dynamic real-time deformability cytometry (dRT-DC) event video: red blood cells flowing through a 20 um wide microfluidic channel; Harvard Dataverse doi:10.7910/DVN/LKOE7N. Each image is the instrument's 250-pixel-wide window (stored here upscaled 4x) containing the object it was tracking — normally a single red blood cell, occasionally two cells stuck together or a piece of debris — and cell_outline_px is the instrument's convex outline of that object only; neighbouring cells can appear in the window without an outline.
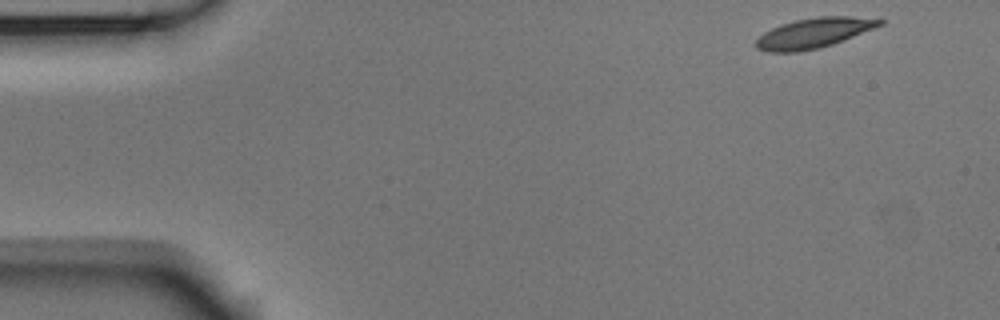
{"species": "Egyptian fruit bat (a non-hibernating species)", "species_latin": "Rousettus aegyptiacus", "temperature_condition": "room temperature", "stored_images_in_passage": 13, "camera_frame_rate_fps": 3000, "um_per_image_px": 0.085, "animal": {"sex": "male"}, "frame": {"image": 1, "passage_image": 1, "time_ms": 0.0, "image_size_px": [1000, 320], "cell_outline_px": [[884, 24], [844, 40], [820, 48], [796, 52], [768, 52], [756, 48], [756, 40], [764, 32], [780, 24], [796, 20], [820, 16], [852, 16], [884, 20]], "centroid_in_image_um": [69.17, 2.81], "position_along_channel_um": 15.8, "area_um2": 21.56}}
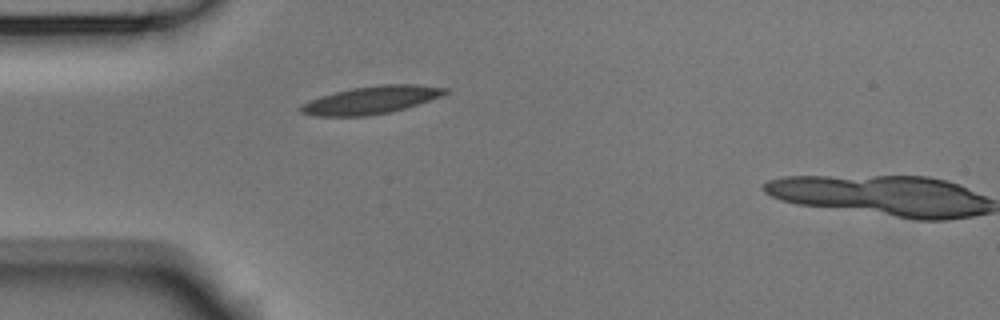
{"frame": {"image": 2, "passage_image": 12, "time_ms": 3.667, "image_size_px": [1000, 320], "cell_outline_px": [[448, 92], [440, 96], [404, 108], [388, 112], [368, 116], [316, 116], [300, 112], [296, 108], [300, 104], [308, 100], [320, 96], [352, 88], [380, 84], [416, 84], [448, 88]], "centroid_in_image_um": [31.47, 8.5], "position_along_channel_um": 53.5, "area_um2": 23.24}}